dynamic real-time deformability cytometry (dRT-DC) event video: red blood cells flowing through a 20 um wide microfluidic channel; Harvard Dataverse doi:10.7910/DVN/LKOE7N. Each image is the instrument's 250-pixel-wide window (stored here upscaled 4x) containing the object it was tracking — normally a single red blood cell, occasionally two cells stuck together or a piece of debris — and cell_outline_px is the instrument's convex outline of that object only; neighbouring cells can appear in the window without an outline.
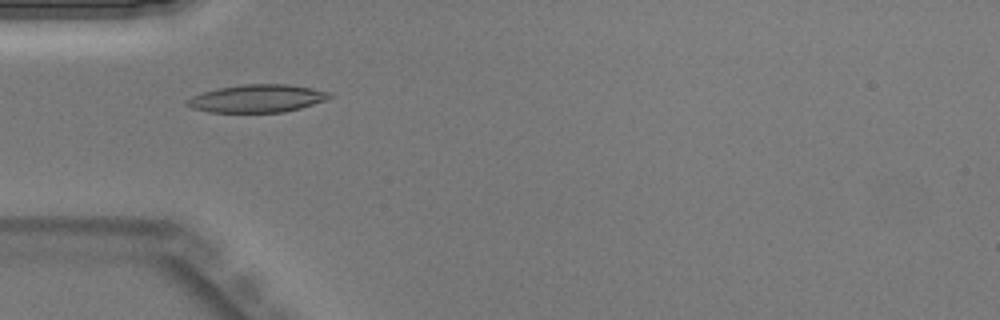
{"species": "Egyptian fruit bat (a non-hibernating species)", "species_latin": "Rousettus aegyptiacus", "temperature_condition": "warm", "stored_images_in_passage": 44, "camera_frame_rate_fps": 3000, "um_per_image_px": 0.085, "animal": {"sex": "male"}, "frame": {"image": 1, "passage_image": 14, "time_ms": 4.333, "image_size_px": [1000, 320], "cell_outline_px": [[332, 96], [328, 100], [300, 108], [284, 112], [208, 112], [192, 108], [184, 104], [184, 100], [192, 96], [216, 88], [240, 84], [284, 84], [312, 88], [332, 92]], "centroid_in_image_um": [21.85, 8.37], "position_along_channel_um": 63.1, "area_um2": 23.29}}
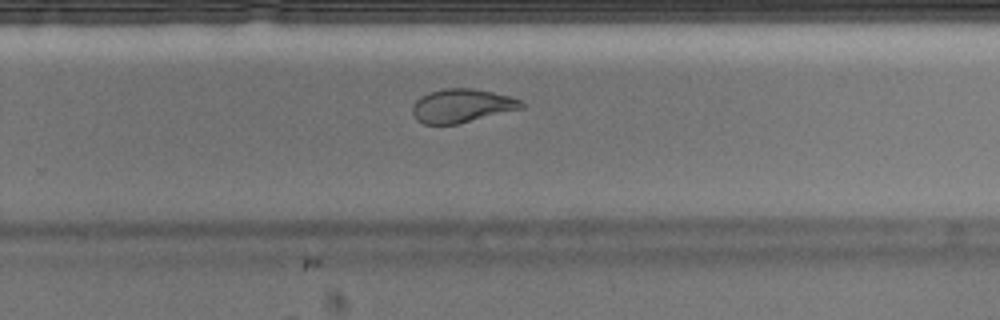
{"frame": {"image": 2, "passage_image": 29, "time_ms": 9.333, "image_size_px": [1000, 320], "cell_outline_px": [[524, 108], [456, 124], [424, 124], [416, 120], [412, 112], [412, 104], [420, 96], [428, 92], [444, 88], [472, 88], [492, 92], [508, 96], [520, 100], [524, 104]], "centroid_in_image_um": [39.21, 8.98], "position_along_channel_um": 290.6, "area_um2": 21.33}}
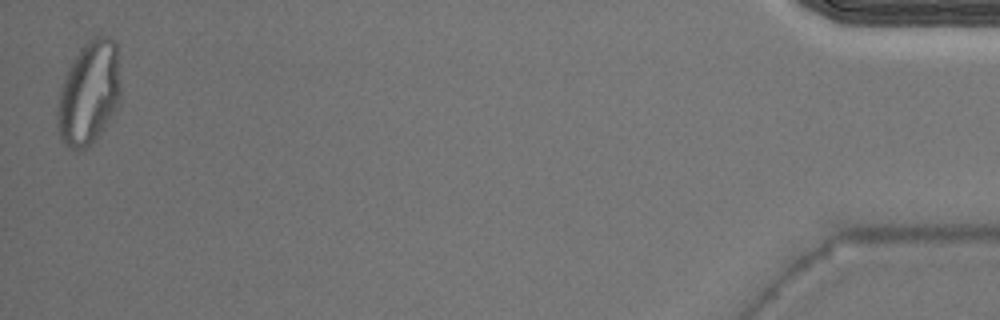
{"frame": {"image": 3, "passage_image": 44, "time_ms": 14.333, "image_size_px": [1000, 320], "cell_outline_px": [[120, 100], [116, 108], [104, 128], [84, 148], [76, 152], [64, 144], [60, 140], [56, 120], [56, 108], [60, 88], [80, 48], [88, 40], [96, 36], [108, 36], [116, 40], [120, 84]], "centroid_in_image_um": [7.55, 7.91], "position_along_channel_um": 427.6, "area_um2": 38.03}}